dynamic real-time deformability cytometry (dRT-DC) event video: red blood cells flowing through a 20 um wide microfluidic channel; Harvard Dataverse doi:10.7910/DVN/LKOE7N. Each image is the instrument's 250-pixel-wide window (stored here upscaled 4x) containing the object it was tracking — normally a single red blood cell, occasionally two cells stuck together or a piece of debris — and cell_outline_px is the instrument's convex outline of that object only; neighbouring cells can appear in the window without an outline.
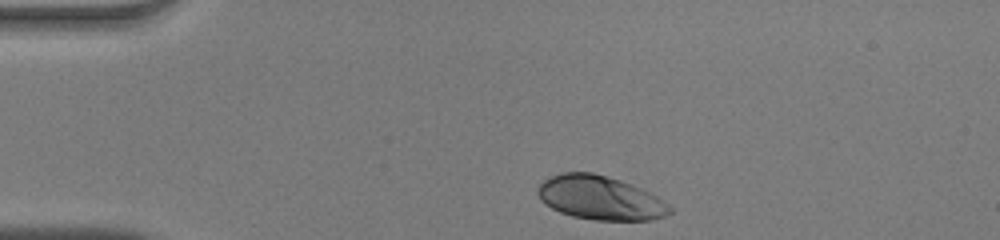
{"species": "human", "species_latin": "Homo sapiens", "temperature_condition": "warm", "stored_images_in_passage": 34, "camera_frame_rate_fps": 3000, "um_per_image_px": 0.085, "donor": {"sex": "male"}, "frame": {"image": 1, "passage_image": 1, "time_ms": 0.0, "image_size_px": [1000, 240], "cell_outline_px": [[672, 212], [664, 216], [652, 220], [596, 220], [572, 216], [560, 212], [544, 204], [540, 200], [536, 192], [536, 188], [544, 180], [560, 172], [592, 172], [620, 180], [632, 184], [656, 196], [668, 204], [672, 208]], "centroid_in_image_um": [50.98, 16.82], "position_along_channel_um": 34.0, "area_um2": 33.81}}
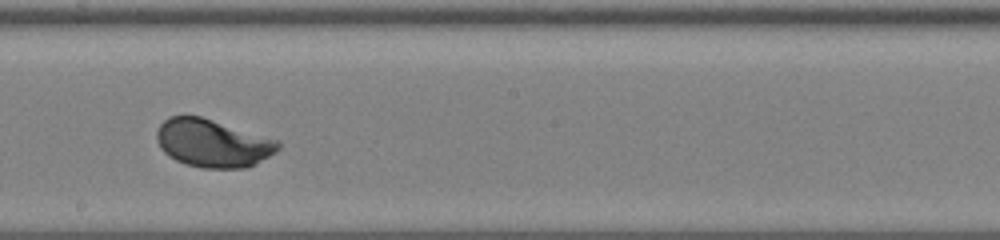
{"frame": {"image": 2, "passage_image": 20, "time_ms": 6.333, "image_size_px": [1000, 240], "cell_outline_px": [[280, 148], [276, 152], [256, 164], [248, 168], [204, 168], [184, 164], [168, 156], [160, 148], [156, 140], [156, 132], [160, 124], [168, 116], [200, 116], [280, 140]], "centroid_in_image_um": [18.08, 12.18], "position_along_channel_um": 230.1, "area_um2": 34.16}}
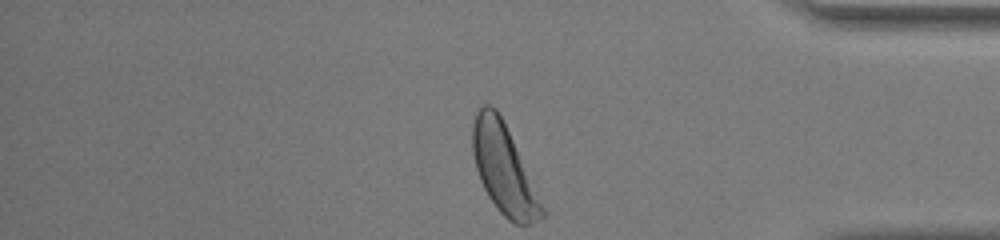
{"frame": {"image": 3, "passage_image": 34, "time_ms": 11.0, "image_size_px": [1000, 240], "cell_outline_px": [[544, 216], [528, 224], [516, 224], [508, 220], [496, 208], [488, 196], [480, 180], [476, 168], [472, 152], [472, 124], [476, 112], [480, 104], [492, 104], [496, 108], [516, 148], [544, 208]], "centroid_in_image_um": [42.76, 14.35], "position_along_channel_um": 392.4, "area_um2": 35.32}, "authors_computed_cell_mechanics": {"area_um2": 33.813, "velocity_mm_per_s": 3.9445, "shape_relaxation_time_tau1_ms": 1.7032, "shape_relaxation_time_tau2_ms": null, "deformation_change_tau1": 0.1471, "deformation_change_tau2": null}}